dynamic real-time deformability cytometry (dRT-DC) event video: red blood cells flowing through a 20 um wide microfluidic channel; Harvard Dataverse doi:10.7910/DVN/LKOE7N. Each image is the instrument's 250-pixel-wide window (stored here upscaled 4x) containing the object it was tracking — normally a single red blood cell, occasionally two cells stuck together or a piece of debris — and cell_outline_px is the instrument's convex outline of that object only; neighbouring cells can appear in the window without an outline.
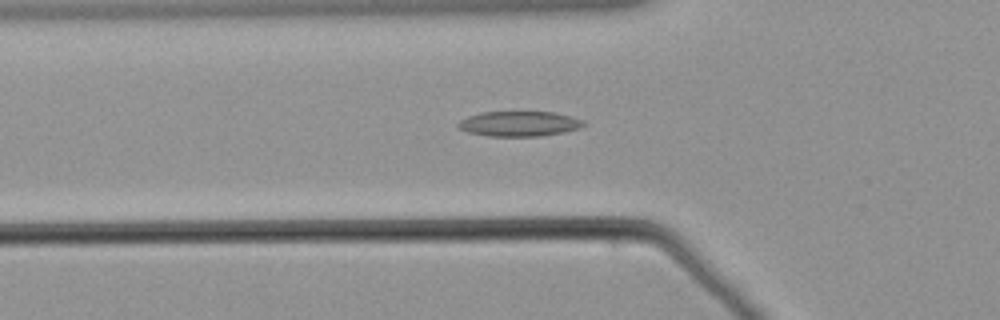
{"species": "common noctule bat (a hibernating species)", "species_latin": "Nyctalus noctula", "temperature_condition": "warm", "stored_images_in_passage": 45, "camera_frame_rate_fps": 3000, "um_per_image_px": 0.085, "animal": {"sex": "male", "body_mass_g": 21.5, "forearm_length_mm": 52.0}, "frame": {"image": 1, "passage_image": 15, "time_ms": 4.667, "image_size_px": [1000, 320], "cell_outline_px": [[588, 124], [580, 128], [564, 132], [540, 136], [488, 136], [468, 132], [460, 128], [456, 124], [460, 120], [468, 116], [480, 112], [552, 112], [572, 116], [584, 120]], "centroid_in_image_um": [44.17, 10.52], "position_along_channel_um": 81.6, "area_um2": 18.44}}
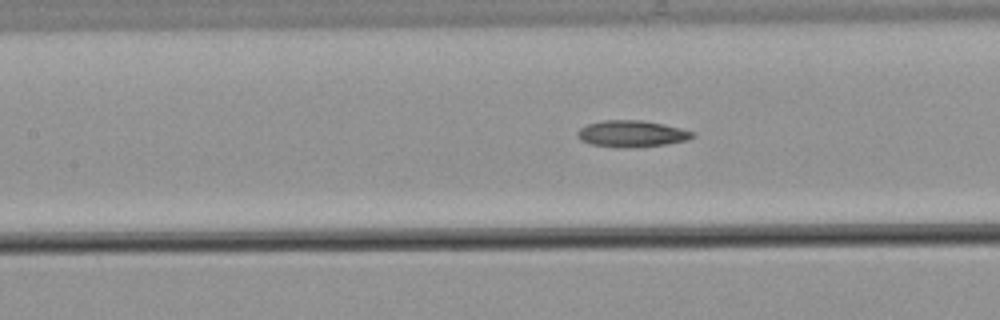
{"frame": {"image": 2, "passage_image": 21, "time_ms": 6.667, "image_size_px": [1000, 320], "cell_outline_px": [[696, 136], [688, 140], [668, 144], [632, 148], [616, 148], [592, 144], [580, 140], [576, 136], [576, 132], [580, 128], [588, 124], [604, 120], [640, 120], [664, 124], [696, 132]], "centroid_in_image_um": [53.72, 11.38], "position_along_channel_um": 153.7, "area_um2": 18.09}}
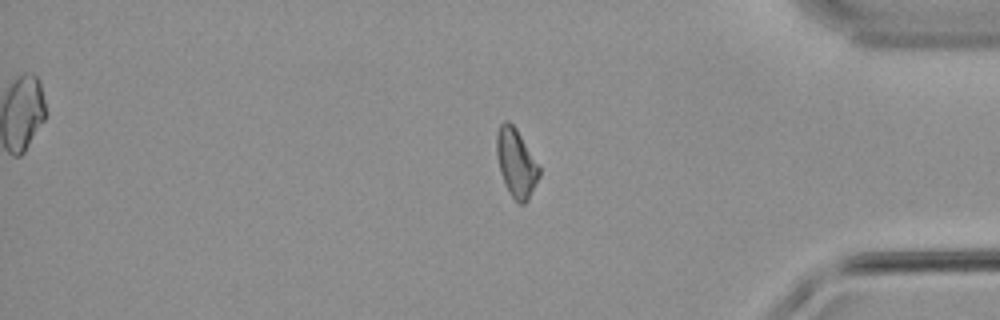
{"frame": {"image": 3, "passage_image": 43, "time_ms": 14.0, "image_size_px": [1000, 320], "cell_outline_px": [[540, 176], [528, 200], [524, 204], [520, 204], [508, 192], [500, 172], [496, 152], [496, 132], [500, 124], [504, 120], [508, 120], [516, 128], [540, 168]], "centroid_in_image_um": [43.86, 13.84], "position_along_channel_um": 391.3, "area_um2": 16.88}}